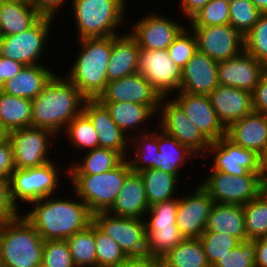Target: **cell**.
Wrapping results in <instances>:
<instances>
[{"label":"cell","instance_id":"obj_1","mask_svg":"<svg viewBox=\"0 0 267 267\" xmlns=\"http://www.w3.org/2000/svg\"><path fill=\"white\" fill-rule=\"evenodd\" d=\"M56 198L53 195L31 203L22 216L35 228L44 241L66 240L93 222V213L81 200ZM54 197V198H53Z\"/></svg>","mask_w":267,"mask_h":267},{"label":"cell","instance_id":"obj_2","mask_svg":"<svg viewBox=\"0 0 267 267\" xmlns=\"http://www.w3.org/2000/svg\"><path fill=\"white\" fill-rule=\"evenodd\" d=\"M86 100L67 77L55 74L39 95L31 100L32 127L50 130L58 136L83 112Z\"/></svg>","mask_w":267,"mask_h":267},{"label":"cell","instance_id":"obj_3","mask_svg":"<svg viewBox=\"0 0 267 267\" xmlns=\"http://www.w3.org/2000/svg\"><path fill=\"white\" fill-rule=\"evenodd\" d=\"M79 53L66 77L87 99H98L105 91L111 54V36L78 39Z\"/></svg>","mask_w":267,"mask_h":267},{"label":"cell","instance_id":"obj_4","mask_svg":"<svg viewBox=\"0 0 267 267\" xmlns=\"http://www.w3.org/2000/svg\"><path fill=\"white\" fill-rule=\"evenodd\" d=\"M70 4L79 39L120 35L126 0H71Z\"/></svg>","mask_w":267,"mask_h":267},{"label":"cell","instance_id":"obj_5","mask_svg":"<svg viewBox=\"0 0 267 267\" xmlns=\"http://www.w3.org/2000/svg\"><path fill=\"white\" fill-rule=\"evenodd\" d=\"M44 240L22 216L0 225V258L7 267L42 265Z\"/></svg>","mask_w":267,"mask_h":267},{"label":"cell","instance_id":"obj_6","mask_svg":"<svg viewBox=\"0 0 267 267\" xmlns=\"http://www.w3.org/2000/svg\"><path fill=\"white\" fill-rule=\"evenodd\" d=\"M126 158L112 170L96 175H69L73 191L94 214L108 211L115 203L126 176L131 172Z\"/></svg>","mask_w":267,"mask_h":267},{"label":"cell","instance_id":"obj_7","mask_svg":"<svg viewBox=\"0 0 267 267\" xmlns=\"http://www.w3.org/2000/svg\"><path fill=\"white\" fill-rule=\"evenodd\" d=\"M58 166L52 161L45 165L15 169L9 178V191L12 203L17 208L18 200L31 204L42 198L57 194L59 186ZM17 202V203H16Z\"/></svg>","mask_w":267,"mask_h":267},{"label":"cell","instance_id":"obj_8","mask_svg":"<svg viewBox=\"0 0 267 267\" xmlns=\"http://www.w3.org/2000/svg\"><path fill=\"white\" fill-rule=\"evenodd\" d=\"M209 169V175L199 184L208 192L214 203L245 205L263 191L264 181L260 173L248 172L237 177Z\"/></svg>","mask_w":267,"mask_h":267},{"label":"cell","instance_id":"obj_9","mask_svg":"<svg viewBox=\"0 0 267 267\" xmlns=\"http://www.w3.org/2000/svg\"><path fill=\"white\" fill-rule=\"evenodd\" d=\"M53 21L55 17L42 15L29 29L0 37V55L24 65L41 64Z\"/></svg>","mask_w":267,"mask_h":267},{"label":"cell","instance_id":"obj_10","mask_svg":"<svg viewBox=\"0 0 267 267\" xmlns=\"http://www.w3.org/2000/svg\"><path fill=\"white\" fill-rule=\"evenodd\" d=\"M93 223L114 239L127 257L149 255L144 219L116 216L103 211L93 214Z\"/></svg>","mask_w":267,"mask_h":267},{"label":"cell","instance_id":"obj_11","mask_svg":"<svg viewBox=\"0 0 267 267\" xmlns=\"http://www.w3.org/2000/svg\"><path fill=\"white\" fill-rule=\"evenodd\" d=\"M55 137L57 135L50 130L32 126L8 133L15 169L39 167L52 161L49 151L53 150Z\"/></svg>","mask_w":267,"mask_h":267},{"label":"cell","instance_id":"obj_12","mask_svg":"<svg viewBox=\"0 0 267 267\" xmlns=\"http://www.w3.org/2000/svg\"><path fill=\"white\" fill-rule=\"evenodd\" d=\"M169 99V100H168ZM158 128L187 146L198 158L205 157L211 142L188 119L183 109L171 98L161 97Z\"/></svg>","mask_w":267,"mask_h":267},{"label":"cell","instance_id":"obj_13","mask_svg":"<svg viewBox=\"0 0 267 267\" xmlns=\"http://www.w3.org/2000/svg\"><path fill=\"white\" fill-rule=\"evenodd\" d=\"M160 97L176 95L180 90L182 69L169 57L167 50L141 49L139 70Z\"/></svg>","mask_w":267,"mask_h":267},{"label":"cell","instance_id":"obj_14","mask_svg":"<svg viewBox=\"0 0 267 267\" xmlns=\"http://www.w3.org/2000/svg\"><path fill=\"white\" fill-rule=\"evenodd\" d=\"M197 40V51L216 62L238 56L244 50V37L231 25L190 26Z\"/></svg>","mask_w":267,"mask_h":267},{"label":"cell","instance_id":"obj_15","mask_svg":"<svg viewBox=\"0 0 267 267\" xmlns=\"http://www.w3.org/2000/svg\"><path fill=\"white\" fill-rule=\"evenodd\" d=\"M153 12L134 22L129 33L140 49L167 50L185 26Z\"/></svg>","mask_w":267,"mask_h":267},{"label":"cell","instance_id":"obj_16","mask_svg":"<svg viewBox=\"0 0 267 267\" xmlns=\"http://www.w3.org/2000/svg\"><path fill=\"white\" fill-rule=\"evenodd\" d=\"M193 193L179 197L176 226L184 238H199L205 231L214 200L198 183ZM183 197V198H182Z\"/></svg>","mask_w":267,"mask_h":267},{"label":"cell","instance_id":"obj_17","mask_svg":"<svg viewBox=\"0 0 267 267\" xmlns=\"http://www.w3.org/2000/svg\"><path fill=\"white\" fill-rule=\"evenodd\" d=\"M205 157L213 159V170L232 176L246 175L248 172L259 173L258 154L250 149L233 144L226 137L211 142Z\"/></svg>","mask_w":267,"mask_h":267},{"label":"cell","instance_id":"obj_18","mask_svg":"<svg viewBox=\"0 0 267 267\" xmlns=\"http://www.w3.org/2000/svg\"><path fill=\"white\" fill-rule=\"evenodd\" d=\"M173 100L183 109L190 121L210 141L216 142L226 135V128L220 122L208 95L178 91Z\"/></svg>","mask_w":267,"mask_h":267},{"label":"cell","instance_id":"obj_19","mask_svg":"<svg viewBox=\"0 0 267 267\" xmlns=\"http://www.w3.org/2000/svg\"><path fill=\"white\" fill-rule=\"evenodd\" d=\"M161 97L139 72L107 83L100 102H132L150 106L158 113Z\"/></svg>","mask_w":267,"mask_h":267},{"label":"cell","instance_id":"obj_20","mask_svg":"<svg viewBox=\"0 0 267 267\" xmlns=\"http://www.w3.org/2000/svg\"><path fill=\"white\" fill-rule=\"evenodd\" d=\"M266 73L267 68L244 50L236 57L218 62L219 85L251 93Z\"/></svg>","mask_w":267,"mask_h":267},{"label":"cell","instance_id":"obj_21","mask_svg":"<svg viewBox=\"0 0 267 267\" xmlns=\"http://www.w3.org/2000/svg\"><path fill=\"white\" fill-rule=\"evenodd\" d=\"M83 112L97 131L99 147L115 150L126 158L131 150L128 149L130 138L113 121L106 107L98 99H87Z\"/></svg>","mask_w":267,"mask_h":267},{"label":"cell","instance_id":"obj_22","mask_svg":"<svg viewBox=\"0 0 267 267\" xmlns=\"http://www.w3.org/2000/svg\"><path fill=\"white\" fill-rule=\"evenodd\" d=\"M218 85V62L196 51L182 69L179 91L209 95Z\"/></svg>","mask_w":267,"mask_h":267},{"label":"cell","instance_id":"obj_23","mask_svg":"<svg viewBox=\"0 0 267 267\" xmlns=\"http://www.w3.org/2000/svg\"><path fill=\"white\" fill-rule=\"evenodd\" d=\"M208 96L225 128L254 112L252 93L249 91L218 85Z\"/></svg>","mask_w":267,"mask_h":267},{"label":"cell","instance_id":"obj_24","mask_svg":"<svg viewBox=\"0 0 267 267\" xmlns=\"http://www.w3.org/2000/svg\"><path fill=\"white\" fill-rule=\"evenodd\" d=\"M140 50L130 33L111 36V54L106 72L108 82L137 73Z\"/></svg>","mask_w":267,"mask_h":267},{"label":"cell","instance_id":"obj_25","mask_svg":"<svg viewBox=\"0 0 267 267\" xmlns=\"http://www.w3.org/2000/svg\"><path fill=\"white\" fill-rule=\"evenodd\" d=\"M225 137L259 154L267 145V116L256 112L246 115L226 128Z\"/></svg>","mask_w":267,"mask_h":267},{"label":"cell","instance_id":"obj_26","mask_svg":"<svg viewBox=\"0 0 267 267\" xmlns=\"http://www.w3.org/2000/svg\"><path fill=\"white\" fill-rule=\"evenodd\" d=\"M148 209L149 203L142 177L131 171L126 176L115 203L107 212L116 216L144 219Z\"/></svg>","mask_w":267,"mask_h":267},{"label":"cell","instance_id":"obj_27","mask_svg":"<svg viewBox=\"0 0 267 267\" xmlns=\"http://www.w3.org/2000/svg\"><path fill=\"white\" fill-rule=\"evenodd\" d=\"M46 64L25 65L12 79L5 82V94L25 99H35L55 75Z\"/></svg>","mask_w":267,"mask_h":267},{"label":"cell","instance_id":"obj_28","mask_svg":"<svg viewBox=\"0 0 267 267\" xmlns=\"http://www.w3.org/2000/svg\"><path fill=\"white\" fill-rule=\"evenodd\" d=\"M41 16L27 0H0V37L29 29Z\"/></svg>","mask_w":267,"mask_h":267},{"label":"cell","instance_id":"obj_29","mask_svg":"<svg viewBox=\"0 0 267 267\" xmlns=\"http://www.w3.org/2000/svg\"><path fill=\"white\" fill-rule=\"evenodd\" d=\"M204 232L226 233L246 241L243 205L214 203Z\"/></svg>","mask_w":267,"mask_h":267},{"label":"cell","instance_id":"obj_30","mask_svg":"<svg viewBox=\"0 0 267 267\" xmlns=\"http://www.w3.org/2000/svg\"><path fill=\"white\" fill-rule=\"evenodd\" d=\"M101 103L106 107L113 121L129 138L131 137V131L135 129L133 132L136 133V129L137 131H139V127L142 129V133L148 132L147 128L145 127L146 123L150 122L148 120H151L153 116L156 117L157 114L148 105H142L132 102Z\"/></svg>","mask_w":267,"mask_h":267},{"label":"cell","instance_id":"obj_31","mask_svg":"<svg viewBox=\"0 0 267 267\" xmlns=\"http://www.w3.org/2000/svg\"><path fill=\"white\" fill-rule=\"evenodd\" d=\"M157 143L159 151L156 153V169L171 173L178 179L179 169L186 165L187 160L194 161V157L198 158L187 146L180 144L161 129H157Z\"/></svg>","mask_w":267,"mask_h":267},{"label":"cell","instance_id":"obj_32","mask_svg":"<svg viewBox=\"0 0 267 267\" xmlns=\"http://www.w3.org/2000/svg\"><path fill=\"white\" fill-rule=\"evenodd\" d=\"M125 158L117 151L109 148H94L85 151L84 157L77 160L66 169L68 175H96L117 167ZM79 161V162H78Z\"/></svg>","mask_w":267,"mask_h":267},{"label":"cell","instance_id":"obj_33","mask_svg":"<svg viewBox=\"0 0 267 267\" xmlns=\"http://www.w3.org/2000/svg\"><path fill=\"white\" fill-rule=\"evenodd\" d=\"M0 125L7 133L32 126L31 100L0 91Z\"/></svg>","mask_w":267,"mask_h":267},{"label":"cell","instance_id":"obj_34","mask_svg":"<svg viewBox=\"0 0 267 267\" xmlns=\"http://www.w3.org/2000/svg\"><path fill=\"white\" fill-rule=\"evenodd\" d=\"M142 177L149 207L162 201L177 198L179 179L160 169H145L139 172Z\"/></svg>","mask_w":267,"mask_h":267},{"label":"cell","instance_id":"obj_35","mask_svg":"<svg viewBox=\"0 0 267 267\" xmlns=\"http://www.w3.org/2000/svg\"><path fill=\"white\" fill-rule=\"evenodd\" d=\"M162 260L163 267H211L199 238H185Z\"/></svg>","mask_w":267,"mask_h":267},{"label":"cell","instance_id":"obj_36","mask_svg":"<svg viewBox=\"0 0 267 267\" xmlns=\"http://www.w3.org/2000/svg\"><path fill=\"white\" fill-rule=\"evenodd\" d=\"M135 135V136H134ZM134 147L131 158L128 154L126 160L131 166L133 172L139 173L145 169H156V153L159 151L157 143V130L145 133L132 134L129 139V149Z\"/></svg>","mask_w":267,"mask_h":267},{"label":"cell","instance_id":"obj_37","mask_svg":"<svg viewBox=\"0 0 267 267\" xmlns=\"http://www.w3.org/2000/svg\"><path fill=\"white\" fill-rule=\"evenodd\" d=\"M76 267H97L94 223L66 239Z\"/></svg>","mask_w":267,"mask_h":267},{"label":"cell","instance_id":"obj_38","mask_svg":"<svg viewBox=\"0 0 267 267\" xmlns=\"http://www.w3.org/2000/svg\"><path fill=\"white\" fill-rule=\"evenodd\" d=\"M245 230L248 240L267 237V193L262 191L255 199L243 205Z\"/></svg>","mask_w":267,"mask_h":267},{"label":"cell","instance_id":"obj_39","mask_svg":"<svg viewBox=\"0 0 267 267\" xmlns=\"http://www.w3.org/2000/svg\"><path fill=\"white\" fill-rule=\"evenodd\" d=\"M64 134L67 140L77 150H93L99 147L97 131L89 117L82 112L76 116L66 127Z\"/></svg>","mask_w":267,"mask_h":267},{"label":"cell","instance_id":"obj_40","mask_svg":"<svg viewBox=\"0 0 267 267\" xmlns=\"http://www.w3.org/2000/svg\"><path fill=\"white\" fill-rule=\"evenodd\" d=\"M97 267H118L127 256L118 243L94 224Z\"/></svg>","mask_w":267,"mask_h":267},{"label":"cell","instance_id":"obj_41","mask_svg":"<svg viewBox=\"0 0 267 267\" xmlns=\"http://www.w3.org/2000/svg\"><path fill=\"white\" fill-rule=\"evenodd\" d=\"M146 235L149 255L161 259L185 239L177 227H158V230H146Z\"/></svg>","mask_w":267,"mask_h":267},{"label":"cell","instance_id":"obj_42","mask_svg":"<svg viewBox=\"0 0 267 267\" xmlns=\"http://www.w3.org/2000/svg\"><path fill=\"white\" fill-rule=\"evenodd\" d=\"M230 25L243 37L254 27L262 13L251 0H234L229 5Z\"/></svg>","mask_w":267,"mask_h":267},{"label":"cell","instance_id":"obj_43","mask_svg":"<svg viewBox=\"0 0 267 267\" xmlns=\"http://www.w3.org/2000/svg\"><path fill=\"white\" fill-rule=\"evenodd\" d=\"M199 239L211 267L240 243L236 237L221 232H203Z\"/></svg>","mask_w":267,"mask_h":267},{"label":"cell","instance_id":"obj_44","mask_svg":"<svg viewBox=\"0 0 267 267\" xmlns=\"http://www.w3.org/2000/svg\"><path fill=\"white\" fill-rule=\"evenodd\" d=\"M244 51L267 68V14H262L254 27L244 36Z\"/></svg>","mask_w":267,"mask_h":267},{"label":"cell","instance_id":"obj_45","mask_svg":"<svg viewBox=\"0 0 267 267\" xmlns=\"http://www.w3.org/2000/svg\"><path fill=\"white\" fill-rule=\"evenodd\" d=\"M178 203L179 198L177 197L150 206L146 212V215H149L144 218L146 230H158V227H177L176 212Z\"/></svg>","mask_w":267,"mask_h":267},{"label":"cell","instance_id":"obj_46","mask_svg":"<svg viewBox=\"0 0 267 267\" xmlns=\"http://www.w3.org/2000/svg\"><path fill=\"white\" fill-rule=\"evenodd\" d=\"M229 2L211 0L188 22L189 26L230 25Z\"/></svg>","mask_w":267,"mask_h":267},{"label":"cell","instance_id":"obj_47","mask_svg":"<svg viewBox=\"0 0 267 267\" xmlns=\"http://www.w3.org/2000/svg\"><path fill=\"white\" fill-rule=\"evenodd\" d=\"M197 51V40L190 28L185 27L167 48L169 57L183 69Z\"/></svg>","mask_w":267,"mask_h":267},{"label":"cell","instance_id":"obj_48","mask_svg":"<svg viewBox=\"0 0 267 267\" xmlns=\"http://www.w3.org/2000/svg\"><path fill=\"white\" fill-rule=\"evenodd\" d=\"M256 246L254 240L241 241L228 251L212 267H255Z\"/></svg>","mask_w":267,"mask_h":267},{"label":"cell","instance_id":"obj_49","mask_svg":"<svg viewBox=\"0 0 267 267\" xmlns=\"http://www.w3.org/2000/svg\"><path fill=\"white\" fill-rule=\"evenodd\" d=\"M43 267H76L66 240L44 241Z\"/></svg>","mask_w":267,"mask_h":267},{"label":"cell","instance_id":"obj_50","mask_svg":"<svg viewBox=\"0 0 267 267\" xmlns=\"http://www.w3.org/2000/svg\"><path fill=\"white\" fill-rule=\"evenodd\" d=\"M20 214L21 212L11 200L9 181L0 178V225L17 218Z\"/></svg>","mask_w":267,"mask_h":267},{"label":"cell","instance_id":"obj_51","mask_svg":"<svg viewBox=\"0 0 267 267\" xmlns=\"http://www.w3.org/2000/svg\"><path fill=\"white\" fill-rule=\"evenodd\" d=\"M14 171L13 148L7 137L0 142V178L9 180Z\"/></svg>","mask_w":267,"mask_h":267},{"label":"cell","instance_id":"obj_52","mask_svg":"<svg viewBox=\"0 0 267 267\" xmlns=\"http://www.w3.org/2000/svg\"><path fill=\"white\" fill-rule=\"evenodd\" d=\"M252 100L254 112L267 116V73L254 88Z\"/></svg>","mask_w":267,"mask_h":267},{"label":"cell","instance_id":"obj_53","mask_svg":"<svg viewBox=\"0 0 267 267\" xmlns=\"http://www.w3.org/2000/svg\"><path fill=\"white\" fill-rule=\"evenodd\" d=\"M28 3L43 16L54 17L58 15L61 6L67 0H27ZM57 13V14H56ZM56 14V15H55Z\"/></svg>","mask_w":267,"mask_h":267},{"label":"cell","instance_id":"obj_54","mask_svg":"<svg viewBox=\"0 0 267 267\" xmlns=\"http://www.w3.org/2000/svg\"><path fill=\"white\" fill-rule=\"evenodd\" d=\"M118 267H163V260L154 256L127 257Z\"/></svg>","mask_w":267,"mask_h":267},{"label":"cell","instance_id":"obj_55","mask_svg":"<svg viewBox=\"0 0 267 267\" xmlns=\"http://www.w3.org/2000/svg\"><path fill=\"white\" fill-rule=\"evenodd\" d=\"M25 65L1 55V76L7 81L18 74Z\"/></svg>","mask_w":267,"mask_h":267},{"label":"cell","instance_id":"obj_56","mask_svg":"<svg viewBox=\"0 0 267 267\" xmlns=\"http://www.w3.org/2000/svg\"><path fill=\"white\" fill-rule=\"evenodd\" d=\"M211 0H180V9L184 17L190 20L202 8H204Z\"/></svg>","mask_w":267,"mask_h":267},{"label":"cell","instance_id":"obj_57","mask_svg":"<svg viewBox=\"0 0 267 267\" xmlns=\"http://www.w3.org/2000/svg\"><path fill=\"white\" fill-rule=\"evenodd\" d=\"M255 267H267V237L255 239Z\"/></svg>","mask_w":267,"mask_h":267},{"label":"cell","instance_id":"obj_58","mask_svg":"<svg viewBox=\"0 0 267 267\" xmlns=\"http://www.w3.org/2000/svg\"><path fill=\"white\" fill-rule=\"evenodd\" d=\"M258 166H259L260 176L264 181L267 178V145L258 154Z\"/></svg>","mask_w":267,"mask_h":267},{"label":"cell","instance_id":"obj_59","mask_svg":"<svg viewBox=\"0 0 267 267\" xmlns=\"http://www.w3.org/2000/svg\"><path fill=\"white\" fill-rule=\"evenodd\" d=\"M251 1L262 14H267V0H251Z\"/></svg>","mask_w":267,"mask_h":267},{"label":"cell","instance_id":"obj_60","mask_svg":"<svg viewBox=\"0 0 267 267\" xmlns=\"http://www.w3.org/2000/svg\"><path fill=\"white\" fill-rule=\"evenodd\" d=\"M8 137V133L4 130V128L0 125V142Z\"/></svg>","mask_w":267,"mask_h":267},{"label":"cell","instance_id":"obj_61","mask_svg":"<svg viewBox=\"0 0 267 267\" xmlns=\"http://www.w3.org/2000/svg\"><path fill=\"white\" fill-rule=\"evenodd\" d=\"M5 82L6 81L4 80L3 76H1V55H0V91L3 90Z\"/></svg>","mask_w":267,"mask_h":267},{"label":"cell","instance_id":"obj_62","mask_svg":"<svg viewBox=\"0 0 267 267\" xmlns=\"http://www.w3.org/2000/svg\"><path fill=\"white\" fill-rule=\"evenodd\" d=\"M263 191L267 193V178L264 180V188Z\"/></svg>","mask_w":267,"mask_h":267},{"label":"cell","instance_id":"obj_63","mask_svg":"<svg viewBox=\"0 0 267 267\" xmlns=\"http://www.w3.org/2000/svg\"><path fill=\"white\" fill-rule=\"evenodd\" d=\"M223 1H226V2H229V3H230V2H232V1H234V0H223Z\"/></svg>","mask_w":267,"mask_h":267}]
</instances>
